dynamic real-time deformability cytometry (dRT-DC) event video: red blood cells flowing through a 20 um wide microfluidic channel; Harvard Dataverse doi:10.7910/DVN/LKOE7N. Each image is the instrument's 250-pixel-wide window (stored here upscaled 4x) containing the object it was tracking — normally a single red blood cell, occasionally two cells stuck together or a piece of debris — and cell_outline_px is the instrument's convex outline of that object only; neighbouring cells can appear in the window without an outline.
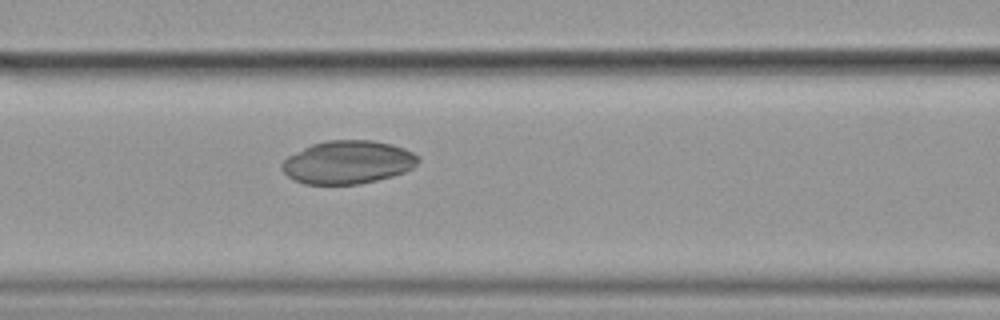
{"species": "common noctule bat (a hibernating species)", "species_latin": "Nyctalus noctula", "temperature_condition": "cold", "stored_images_in_passage": 40, "camera_frame_rate_fps": 3000, "um_per_image_px": 0.085, "animal": {"sex": "female", "body_mass_g": 19.9}, "frame": {"image": 1, "passage_image": 8, "time_ms": 2.333, "image_size_px": [1000, 320], "cell_outline_px": [[420, 160], [412, 168], [404, 172], [392, 176], [360, 184], [304, 184], [288, 176], [280, 168], [280, 164], [288, 156], [312, 144], [328, 140], [372, 140], [392, 144], [404, 148], [420, 156]], "centroid_in_image_um": [29.58, 13.79], "position_along_channel_um": 137.0, "area_um2": 34.28}}
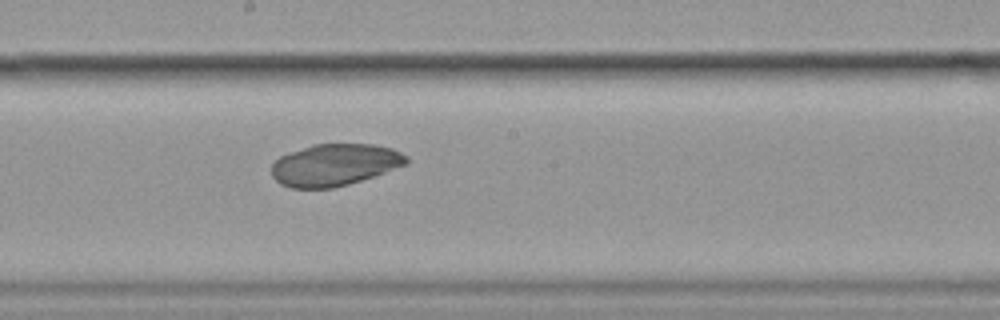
{"frame": {"image": 2, "passage_image": 15, "time_ms": 4.667, "image_size_px": [1000, 320], "cell_outline_px": [[408, 164], [348, 184], [332, 188], [288, 188], [280, 184], [272, 176], [272, 164], [280, 156], [288, 152], [312, 144], [372, 144], [392, 148], [408, 156]], "centroid_in_image_um": [28.42, 14.0], "position_along_channel_um": 219.8, "area_um2": 32.95}}
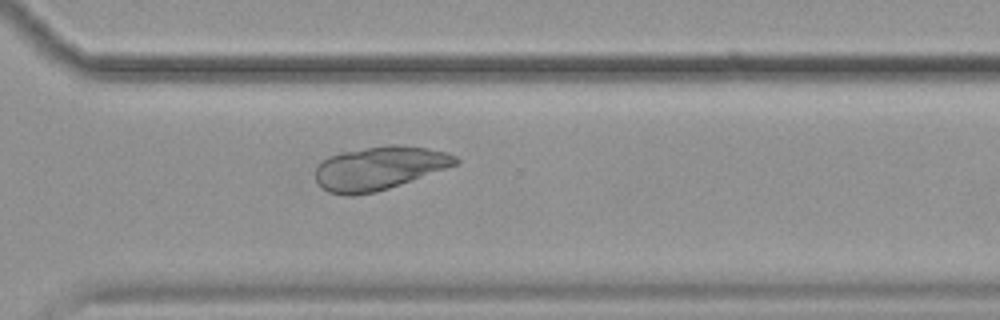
{"frame": {"image": 3, "passage_image": 25, "time_ms": 8.0, "image_size_px": [1000, 320], "cell_outline_px": [[460, 160], [456, 164], [388, 188], [376, 192], [352, 196], [344, 196], [328, 192], [316, 180], [316, 168], [328, 156], [340, 152], [392, 144], [396, 144], [424, 148], [448, 152], [456, 156]], "centroid_in_image_um": [32.2, 14.29], "position_along_channel_um": 338.4, "area_um2": 34.97}}